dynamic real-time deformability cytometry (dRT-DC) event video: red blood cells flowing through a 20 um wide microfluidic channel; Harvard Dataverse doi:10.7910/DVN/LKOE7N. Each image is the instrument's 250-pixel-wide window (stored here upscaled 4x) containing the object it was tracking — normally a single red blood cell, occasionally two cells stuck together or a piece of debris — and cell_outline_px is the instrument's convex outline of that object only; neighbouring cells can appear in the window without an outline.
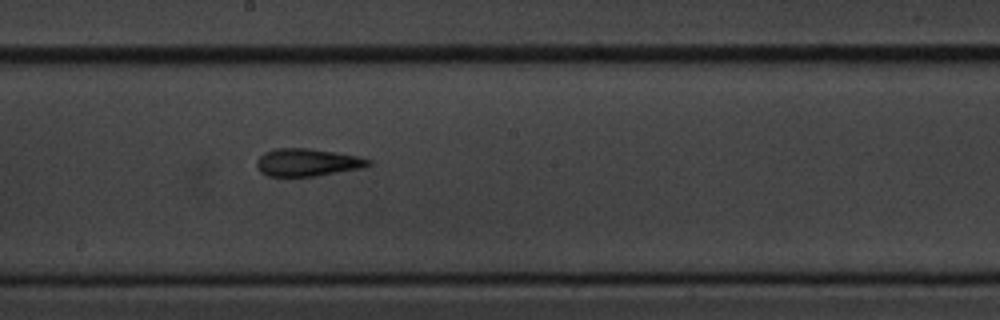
{"species": "common noctule bat (a hibernating species)", "species_latin": "Nyctalus noctula", "temperature_condition": "cold", "stored_images_in_passage": 9, "camera_frame_rate_fps": 3000, "um_per_image_px": 0.085, "animal": {"sex": "male", "body_mass_g": 20.1, "forearm_length_mm": 53.5}, "frame": {"image": 1, "passage_image": 9, "time_ms": 9.333, "image_size_px": [1000, 320], "cell_outline_px": [[372, 164], [360, 168], [316, 176], [268, 176], [260, 172], [256, 168], [256, 160], [264, 152], [276, 148], [308, 148], [336, 152], [356, 156], [372, 160]], "centroid_in_image_um": [26.08, 13.8], "position_along_channel_um": 222.1, "area_um2": 17.98}}